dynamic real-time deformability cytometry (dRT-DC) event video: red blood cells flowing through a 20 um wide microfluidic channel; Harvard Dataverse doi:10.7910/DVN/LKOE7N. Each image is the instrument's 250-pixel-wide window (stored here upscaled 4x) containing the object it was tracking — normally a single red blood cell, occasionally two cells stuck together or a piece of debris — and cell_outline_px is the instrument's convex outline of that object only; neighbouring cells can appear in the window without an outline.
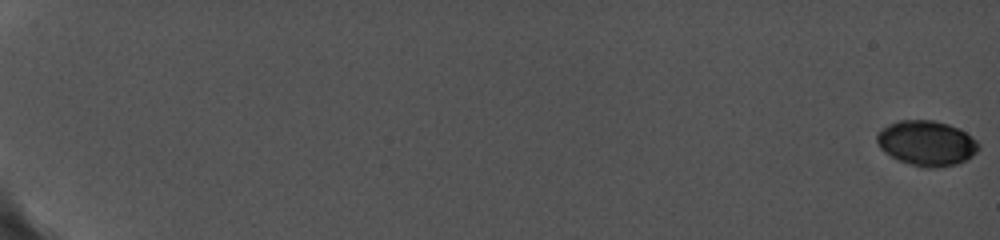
{"species": "common noctule bat (a hibernating species)", "species_latin": "Nyctalus noctula", "temperature_condition": "cold", "stored_images_in_passage": 14, "camera_frame_rate_fps": 5000, "um_per_image_px": 0.085, "animal": {"sex": "female", "body_mass_g": 19.0, "forearm_length_mm": 56.7}, "frame": {"image": 1, "passage_image": 1, "time_ms": 0.0, "image_size_px": [1000, 240], "cell_outline_px": [[980, 148], [972, 156], [956, 164], [936, 168], [920, 168], [900, 160], [892, 156], [880, 148], [876, 140], [876, 136], [884, 128], [900, 120], [932, 120], [948, 124], [964, 132], [976, 140]], "centroid_in_image_um": [78.77, 12.18], "position_along_channel_um": 6.2, "area_um2": 26.3}}
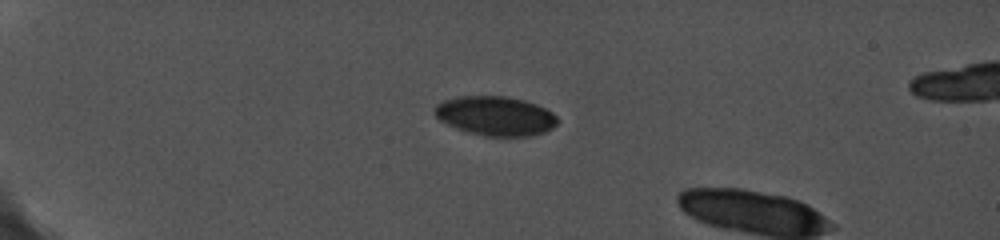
{"frame": {"image": 2, "passage_image": 12, "time_ms": 5.8, "image_size_px": [1000, 240], "cell_outline_px": [[556, 124], [552, 128], [544, 132], [524, 136], [484, 136], [468, 132], [456, 128], [440, 120], [436, 116], [436, 104], [444, 100], [460, 96], [504, 96], [524, 100], [536, 104], [552, 112], [556, 116]], "centroid_in_image_um": [42.11, 9.85], "position_along_channel_um": 42.9, "area_um2": 27.8}}